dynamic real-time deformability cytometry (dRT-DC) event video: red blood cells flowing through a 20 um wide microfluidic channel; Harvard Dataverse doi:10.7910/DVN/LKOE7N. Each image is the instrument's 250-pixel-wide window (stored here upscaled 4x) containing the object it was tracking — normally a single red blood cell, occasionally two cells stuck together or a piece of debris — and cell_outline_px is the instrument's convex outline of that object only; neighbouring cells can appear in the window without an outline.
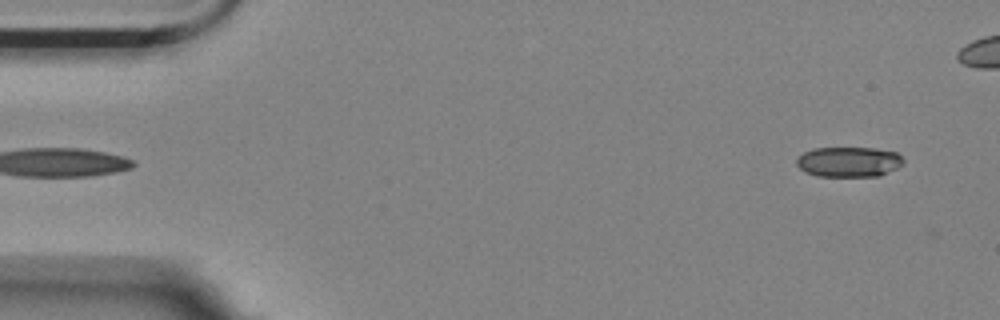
{"species": "Egyptian fruit bat (a non-hibernating species)", "species_latin": "Rousettus aegyptiacus", "temperature_condition": "room temperature", "stored_images_in_passage": 6, "segment_of_instrument_passage": [2, 2], "camera_frame_rate_fps": 3000, "um_per_image_px": 0.085, "animal": {"sex": "female"}, "frame": {"image": 1, "passage_image": 6, "time_ms": 1.667, "image_size_px": [1000, 320], "cell_outline_px": [[904, 164], [880, 176], [816, 176], [804, 172], [796, 164], [796, 160], [804, 152], [812, 148], [876, 148], [896, 152], [904, 160]], "centroid_in_image_um": [72.14, 13.76], "position_along_channel_um": 12.9, "area_um2": 18.84}}